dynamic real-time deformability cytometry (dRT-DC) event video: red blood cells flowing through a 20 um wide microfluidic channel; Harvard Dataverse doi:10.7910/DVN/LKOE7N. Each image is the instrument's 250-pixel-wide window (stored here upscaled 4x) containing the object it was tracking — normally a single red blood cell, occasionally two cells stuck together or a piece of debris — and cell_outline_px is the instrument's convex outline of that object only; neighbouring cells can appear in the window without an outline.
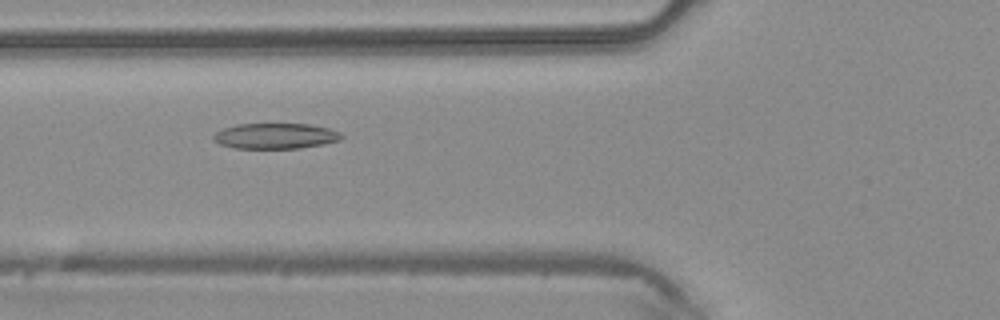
{"species": "common noctule bat (a hibernating species)", "species_latin": "Nyctalus noctula", "temperature_condition": "warm", "stored_images_in_passage": 5, "camera_frame_rate_fps": 3000, "um_per_image_px": 0.085, "animal": {"sex": "male", "body_mass_g": 20.4}, "frame": {"image": 1, "passage_image": 5, "time_ms": 1.333, "image_size_px": [1000, 320], "cell_outline_px": [[344, 136], [340, 140], [300, 148], [232, 148], [220, 144], [212, 140], [212, 136], [216, 132], [224, 128], [236, 124], [308, 124], [328, 128], [340, 132]], "centroid_in_image_um": [23.38, 11.56], "position_along_channel_um": 102.4, "area_um2": 19.02}}